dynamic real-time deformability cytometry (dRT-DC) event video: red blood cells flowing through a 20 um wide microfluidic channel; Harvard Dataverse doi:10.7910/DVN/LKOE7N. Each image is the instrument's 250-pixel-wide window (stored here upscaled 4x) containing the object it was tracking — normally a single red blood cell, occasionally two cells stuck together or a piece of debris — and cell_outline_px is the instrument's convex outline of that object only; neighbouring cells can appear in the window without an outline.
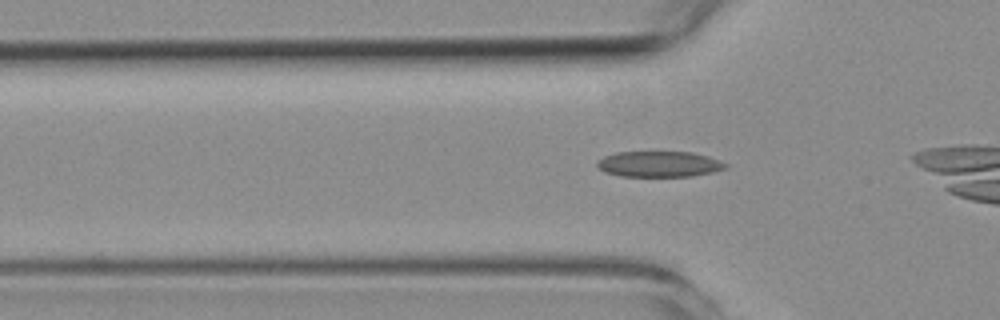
{"species": "common noctule bat (a hibernating species)", "species_latin": "Nyctalus noctula", "temperature_condition": "room temperature", "stored_images_in_passage": 14, "camera_frame_rate_fps": 3000, "um_per_image_px": 0.085, "animal": {"sex": "female", "body_mass_g": 19.3, "forearm_length_mm": 54.1}, "frame": {"image": 1, "passage_image": 8, "time_ms": 2.333, "image_size_px": [1000, 320], "cell_outline_px": [[728, 168], [712, 172], [692, 176], [620, 176], [604, 172], [596, 164], [596, 160], [604, 156], [616, 152], [692, 152], [708, 156], [728, 164]], "centroid_in_image_um": [56.02, 13.94], "position_along_channel_um": 69.8, "area_um2": 19.31}}
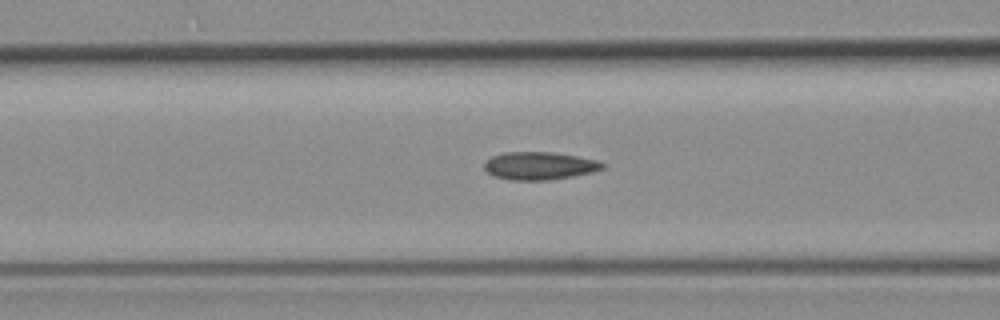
{"frame": {"image": 2, "passage_image": 12, "time_ms": 3.667, "image_size_px": [1000, 320], "cell_outline_px": [[608, 164], [604, 168], [592, 172], [572, 176], [548, 180], [512, 180], [492, 176], [484, 168], [484, 164], [492, 156], [504, 152], [552, 152], [576, 156], [596, 160]], "centroid_in_image_um": [45.86, 14.09], "position_along_channel_um": 120.7, "area_um2": 19.13}}